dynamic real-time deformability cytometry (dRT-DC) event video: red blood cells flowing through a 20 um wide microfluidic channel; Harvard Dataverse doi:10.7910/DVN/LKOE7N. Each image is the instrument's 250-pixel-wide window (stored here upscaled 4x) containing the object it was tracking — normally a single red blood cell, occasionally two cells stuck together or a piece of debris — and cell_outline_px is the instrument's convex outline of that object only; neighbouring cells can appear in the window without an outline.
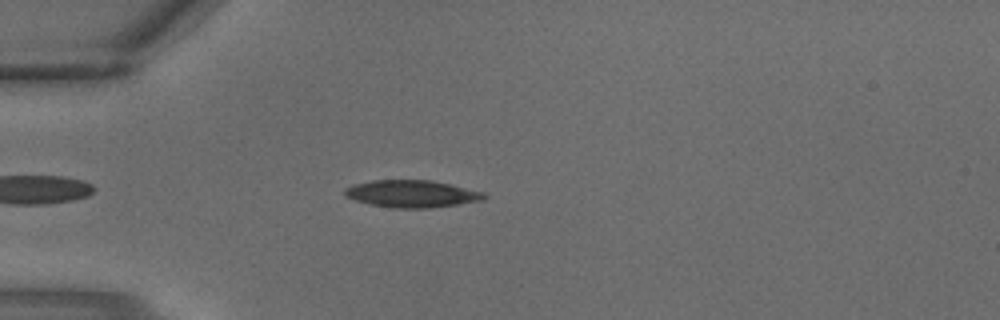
{"species": "common noctule bat (a hibernating species)", "species_latin": "Nyctalus noctula", "temperature_condition": "warm", "stored_images_in_passage": 1, "camera_frame_rate_fps": 3000, "um_per_image_px": 0.085, "animal": {"sex": "male", "body_mass_g": 18.8}, "frame": {"image": 1, "passage_image": 1, "time_ms": 0.0, "image_size_px": [1000, 320], "cell_outline_px": [[488, 196], [484, 200], [460, 204], [432, 208], [392, 208], [372, 204], [356, 200], [344, 196], [344, 188], [352, 184], [372, 180], [428, 180], [448, 184], [484, 192]], "centroid_in_image_um": [35.0, 16.47], "position_along_channel_um": 50.0, "area_um2": 22.14}}